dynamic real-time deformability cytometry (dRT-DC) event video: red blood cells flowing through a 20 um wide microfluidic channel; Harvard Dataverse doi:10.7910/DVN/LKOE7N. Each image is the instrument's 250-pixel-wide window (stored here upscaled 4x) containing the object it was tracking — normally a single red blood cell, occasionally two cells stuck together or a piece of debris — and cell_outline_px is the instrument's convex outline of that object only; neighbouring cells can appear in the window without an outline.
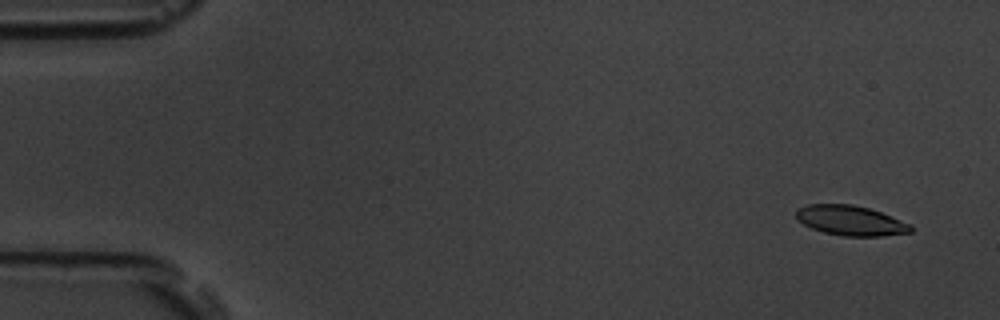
{"species": "common noctule bat (a hibernating species)", "species_latin": "Nyctalus noctula", "temperature_condition": "room temperature", "stored_images_in_passage": 57, "camera_frame_rate_fps": 3000, "um_per_image_px": 0.085, "animal": {"sex": "male", "body_mass_g": 19.5, "forearm_length_mm": 54.6}, "frame": {"image": 1, "passage_image": 4, "time_ms": 1.0, "image_size_px": [1000, 320], "cell_outline_px": [[912, 232], [880, 236], [844, 236], [824, 232], [812, 228], [796, 220], [796, 208], [808, 204], [852, 204], [868, 208], [880, 212], [912, 224]], "centroid_in_image_um": [72.28, 18.74], "position_along_channel_um": 12.7, "area_um2": 20.0}}
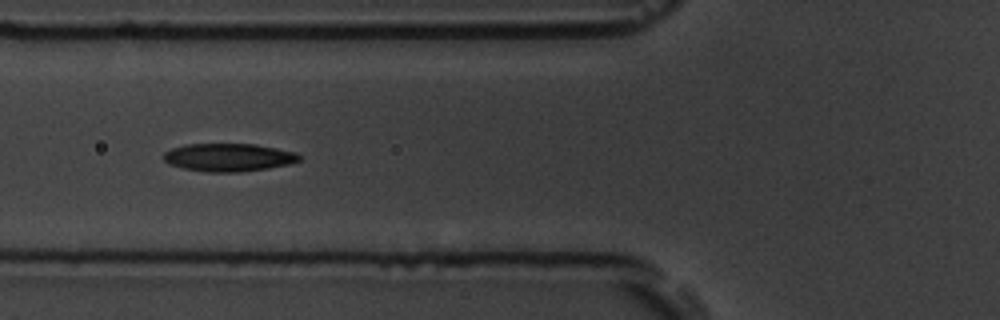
{"frame": {"image": 2, "passage_image": 22, "time_ms": 7.0, "image_size_px": [1000, 320], "cell_outline_px": [[300, 160], [288, 164], [268, 168], [240, 172], [208, 172], [184, 168], [168, 164], [164, 160], [164, 152], [172, 148], [184, 144], [256, 144], [296, 152], [300, 156]], "centroid_in_image_um": [19.42, 13.37], "position_along_channel_um": 106.4, "area_um2": 22.08}}
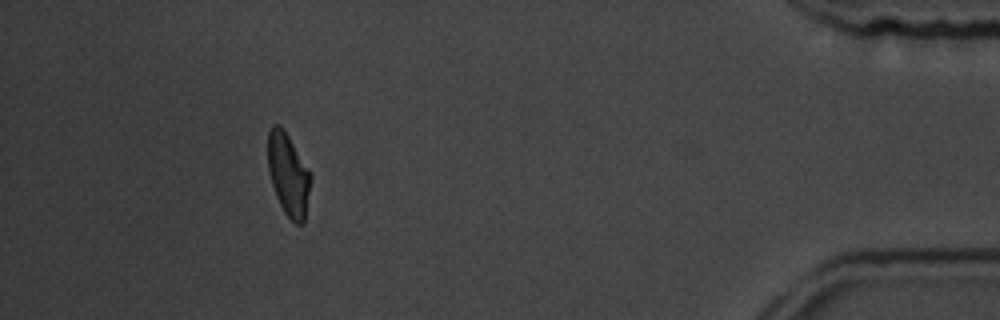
{"frame": {"image": 3, "passage_image": 52, "time_ms": 17.0, "image_size_px": [1000, 320], "cell_outline_px": [[312, 176], [304, 224], [296, 224], [284, 212], [276, 196], [268, 172], [268, 132], [272, 124], [280, 124], [284, 128]], "centroid_in_image_um": [24.5, 14.82], "position_along_channel_um": 410.7, "area_um2": 20.58}, "authors_computed_cell_mechanics": {"area_um2": 21.6172, "velocity_mm_per_s": 3.6337, "shape_relaxation_time_tau1_ms": 4.8511, "shape_relaxation_time_tau2_ms": 3.4962, "deformation_change_tau1": 0.1495, "deformation_change_tau2": 0.1004}}